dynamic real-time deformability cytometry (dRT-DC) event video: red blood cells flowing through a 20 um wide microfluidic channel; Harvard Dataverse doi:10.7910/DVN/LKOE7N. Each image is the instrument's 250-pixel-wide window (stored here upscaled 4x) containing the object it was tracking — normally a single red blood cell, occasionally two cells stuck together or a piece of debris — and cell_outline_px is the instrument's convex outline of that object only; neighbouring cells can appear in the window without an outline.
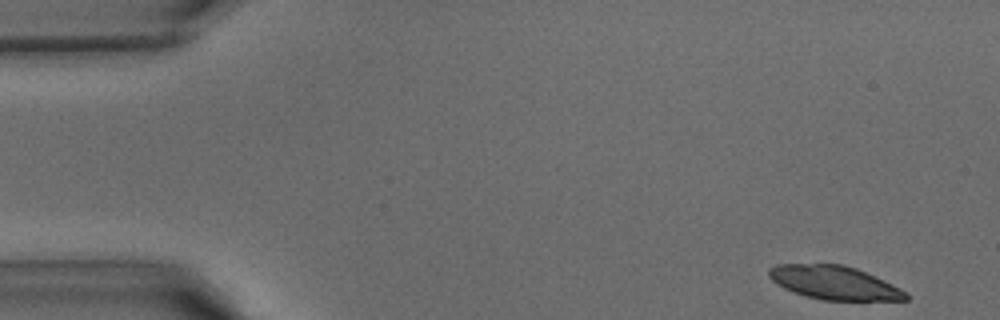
{"species": "common noctule bat (a hibernating species)", "species_latin": "Nyctalus noctula", "temperature_condition": "warm", "stored_images_in_passage": 40, "camera_frame_rate_fps": 3000, "um_per_image_px": 0.085, "animal": {"sex": "male", "body_mass_g": 15.6}, "frame": {"image": 1, "passage_image": 1, "time_ms": 0.0, "image_size_px": [1000, 320], "cell_outline_px": [[908, 300], [820, 300], [804, 296], [792, 292], [784, 288], [772, 280], [768, 276], [768, 268], [776, 264], [840, 264], [856, 268], [892, 284], [908, 292]], "centroid_in_image_um": [70.88, 24.03], "position_along_channel_um": 14.1, "area_um2": 26.82}}
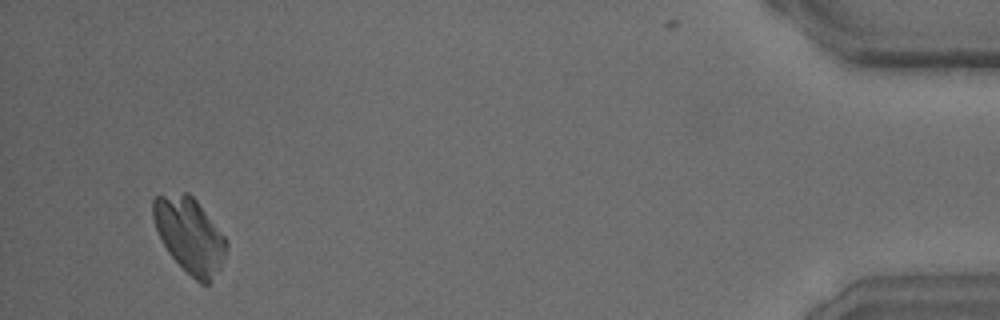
{"frame": {"image": 2, "passage_image": 38, "time_ms": 12.333, "image_size_px": [1000, 320], "cell_outline_px": [[228, 244], [220, 268], [208, 284], [200, 284], [168, 252], [156, 228], [152, 216], [152, 200], [156, 196], [184, 192], [188, 192], [196, 200], [228, 240]], "centroid_in_image_um": [16.12, 19.97], "position_along_channel_um": 419.1, "area_um2": 31.62}}